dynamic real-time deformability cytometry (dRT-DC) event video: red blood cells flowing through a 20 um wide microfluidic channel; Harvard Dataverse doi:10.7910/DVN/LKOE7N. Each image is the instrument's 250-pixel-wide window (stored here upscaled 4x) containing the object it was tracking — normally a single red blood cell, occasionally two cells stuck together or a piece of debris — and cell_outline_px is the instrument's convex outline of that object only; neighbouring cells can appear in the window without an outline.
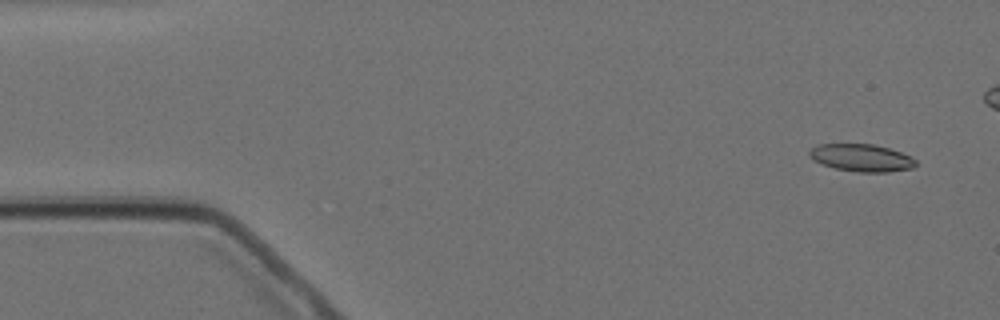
{"species": "Egyptian fruit bat (a non-hibernating species)", "species_latin": "Rousettus aegyptiacus", "temperature_condition": "cold", "stored_images_in_passage": 8, "segment_of_instrument_passage": [1, 2], "camera_frame_rate_fps": 3000, "um_per_image_px": 0.085, "animal": {"sex": "female"}, "frame": {"image": 1, "passage_image": 1, "time_ms": 0.0, "image_size_px": [1000, 320], "cell_outline_px": [[916, 164], [912, 168], [888, 172], [860, 172], [836, 168], [824, 164], [808, 156], [808, 152], [812, 148], [820, 144], [872, 144], [888, 148], [912, 156], [916, 160]], "centroid_in_image_um": [73.26, 13.41], "position_along_channel_um": 11.7, "area_um2": 16.76}}
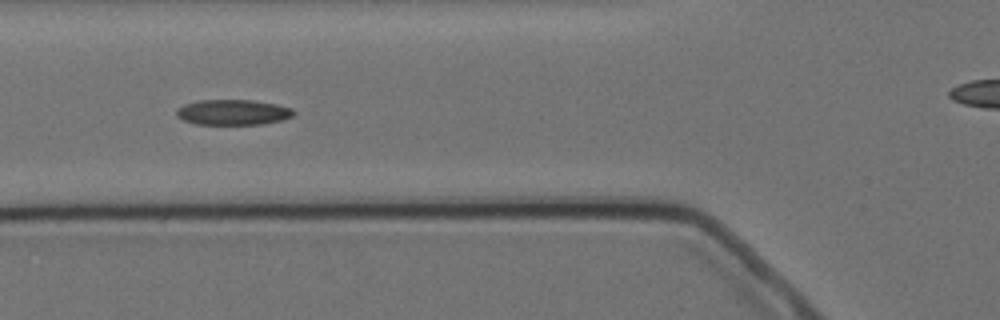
{"frame": {"image": 2, "passage_image": 6, "time_ms": 5.667, "image_size_px": [1000, 320], "cell_outline_px": [[296, 112], [292, 116], [280, 120], [264, 124], [196, 124], [184, 120], [176, 116], [176, 108], [184, 104], [200, 100], [252, 100], [276, 104], [292, 108]], "centroid_in_image_um": [19.79, 9.54], "position_along_channel_um": 106.0, "area_um2": 17.34}}
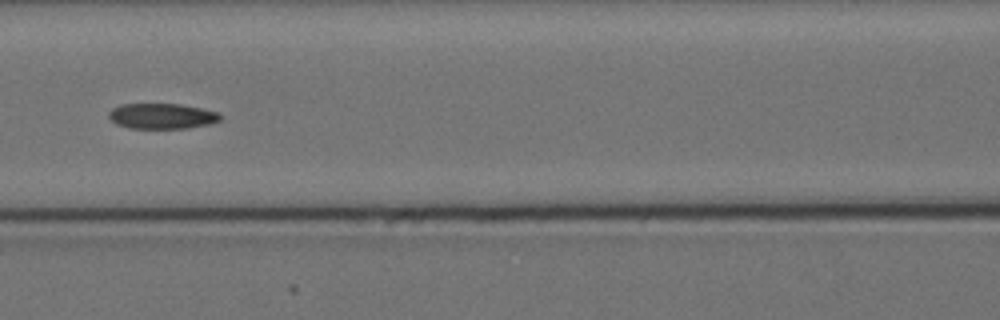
{"frame": {"image": 3, "passage_image": 7, "time_ms": 7.0, "image_size_px": [1000, 320], "cell_outline_px": [[220, 120], [208, 124], [188, 128], [128, 128], [116, 124], [108, 116], [108, 112], [112, 108], [120, 104], [180, 104], [220, 112]], "centroid_in_image_um": [13.74, 9.86], "position_along_channel_um": 152.9, "area_um2": 16.53}}